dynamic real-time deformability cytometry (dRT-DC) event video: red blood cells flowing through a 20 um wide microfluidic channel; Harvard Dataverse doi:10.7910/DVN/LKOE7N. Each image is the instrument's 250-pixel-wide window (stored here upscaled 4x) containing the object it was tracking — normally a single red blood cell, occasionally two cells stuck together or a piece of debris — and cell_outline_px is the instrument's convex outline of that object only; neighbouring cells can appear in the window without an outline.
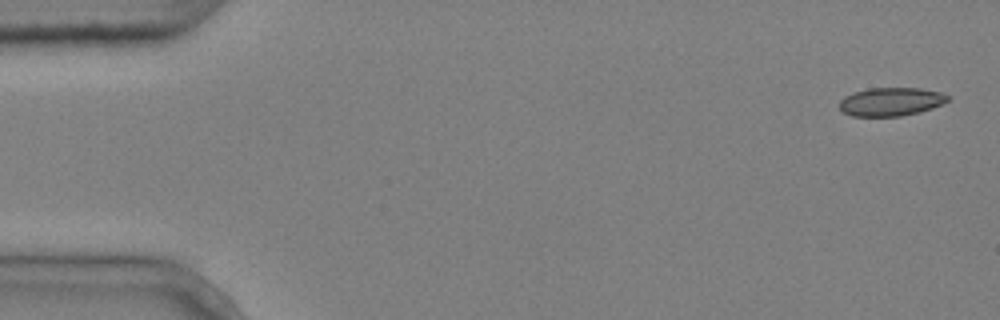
{"species": "common noctule bat (a hibernating species)", "species_latin": "Nyctalus noctula", "temperature_condition": "cold", "stored_images_in_passage": 5, "camera_frame_rate_fps": 3000, "um_per_image_px": 0.085, "animal": {"sex": "male", "body_mass_g": 20.4}, "frame": {"image": 1, "passage_image": 1, "time_ms": 0.0, "image_size_px": [1000, 320], "cell_outline_px": [[952, 96], [948, 100], [932, 108], [920, 112], [900, 116], [852, 116], [844, 112], [840, 108], [840, 100], [844, 96], [852, 92], [868, 88], [920, 88], [940, 92]], "centroid_in_image_um": [75.72, 8.63], "position_along_channel_um": 9.3, "area_um2": 17.98}}
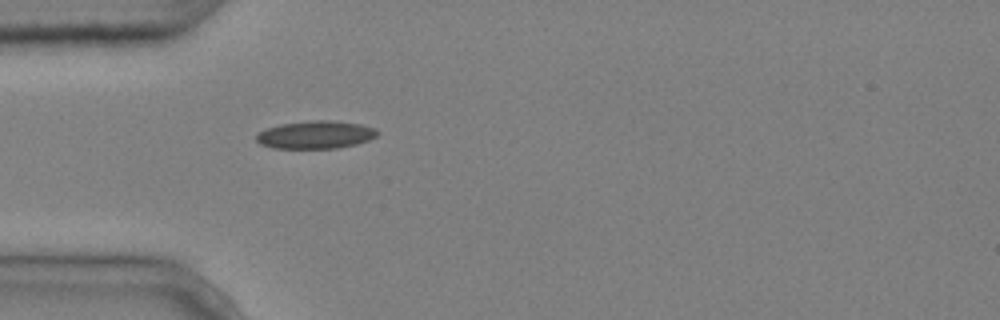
{"frame": {"image": 2, "passage_image": 5, "time_ms": 1.333, "image_size_px": [1000, 320], "cell_outline_px": [[380, 132], [376, 136], [368, 140], [356, 144], [336, 148], [272, 148], [260, 144], [256, 140], [256, 132], [280, 124], [308, 120], [328, 120], [360, 124], [376, 128]], "centroid_in_image_um": [26.81, 11.45], "position_along_channel_um": 58.2, "area_um2": 19.71}}